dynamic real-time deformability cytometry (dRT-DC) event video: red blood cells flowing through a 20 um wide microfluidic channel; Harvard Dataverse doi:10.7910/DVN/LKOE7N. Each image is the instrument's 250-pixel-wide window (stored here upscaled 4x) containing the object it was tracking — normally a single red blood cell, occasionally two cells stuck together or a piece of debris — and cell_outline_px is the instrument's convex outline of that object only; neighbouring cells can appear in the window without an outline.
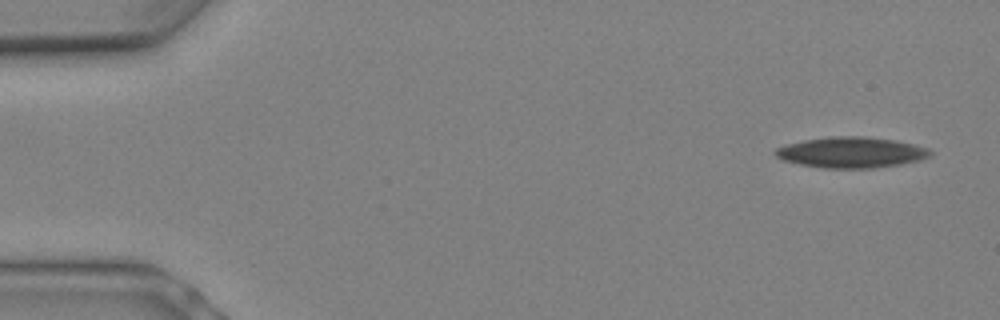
{"species": "Egyptian fruit bat (a non-hibernating species)", "species_latin": "Rousettus aegyptiacus", "temperature_condition": "warm", "stored_images_in_passage": 4, "camera_frame_rate_fps": 3000, "um_per_image_px": 0.085, "animal": {"sex": "female"}, "frame": {"image": 1, "passage_image": 1, "time_ms": 0.0, "image_size_px": [1000, 320], "cell_outline_px": [[932, 156], [920, 160], [900, 164], [872, 168], [824, 168], [800, 164], [784, 160], [776, 156], [772, 152], [776, 148], [784, 144], [804, 140], [832, 136], [864, 136], [896, 140], [928, 148], [932, 152]], "centroid_in_image_um": [72.35, 12.95], "position_along_channel_um": 12.7, "area_um2": 27.86}}